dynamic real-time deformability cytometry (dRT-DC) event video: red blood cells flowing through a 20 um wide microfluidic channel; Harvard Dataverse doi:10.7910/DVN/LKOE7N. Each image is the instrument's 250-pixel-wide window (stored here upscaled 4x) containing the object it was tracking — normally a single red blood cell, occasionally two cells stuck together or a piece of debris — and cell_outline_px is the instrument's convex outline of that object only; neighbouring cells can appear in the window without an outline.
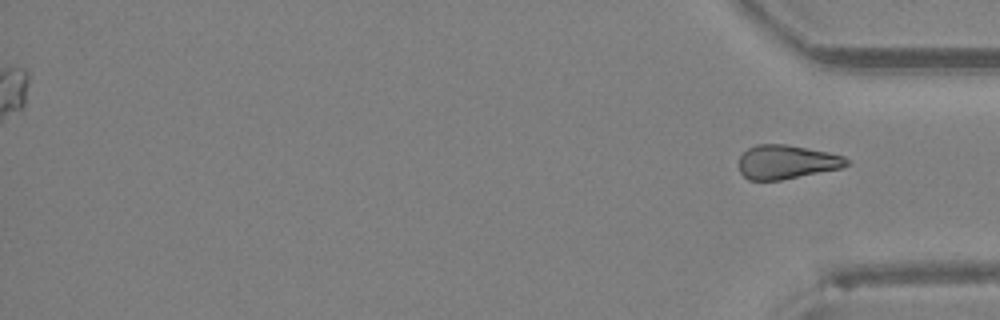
{"species": "Egyptian fruit bat (a non-hibernating species)", "species_latin": "Rousettus aegyptiacus", "temperature_condition": "room temperature", "stored_images_in_passage": 22, "segment_of_instrument_passage": [2, 2], "camera_frame_rate_fps": 3000, "um_per_image_px": 0.085, "animal": {"sex": "female"}, "frame": {"image": 1, "passage_image": 22, "time_ms": 7.0, "image_size_px": [1000, 320], "cell_outline_px": [[852, 164], [840, 168], [780, 180], [748, 180], [740, 172], [740, 156], [748, 148], [756, 144], [784, 144], [828, 152], [844, 156]], "centroid_in_image_um": [66.86, 13.76], "position_along_channel_um": 368.3, "area_um2": 21.15}}